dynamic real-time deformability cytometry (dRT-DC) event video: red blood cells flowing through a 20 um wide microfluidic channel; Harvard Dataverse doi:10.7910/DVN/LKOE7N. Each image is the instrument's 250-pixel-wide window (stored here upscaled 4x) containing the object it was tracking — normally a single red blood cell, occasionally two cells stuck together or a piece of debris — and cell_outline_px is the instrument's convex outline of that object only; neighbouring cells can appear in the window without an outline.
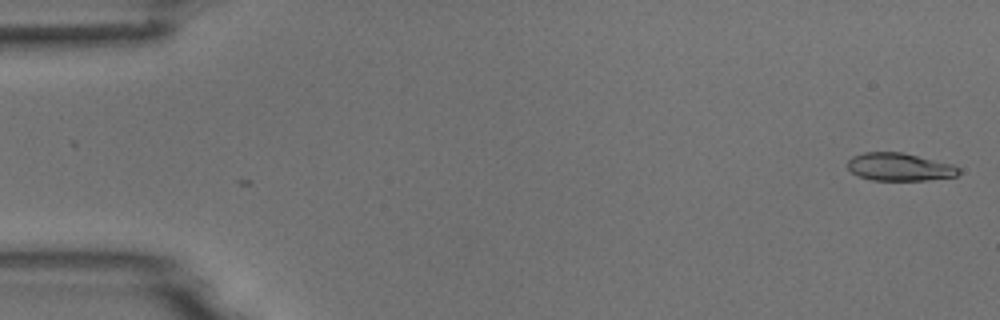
{"species": "common noctule bat (a hibernating species)", "species_latin": "Nyctalus noctula", "temperature_condition": "room temperature", "stored_images_in_passage": 5, "camera_frame_rate_fps": 3000, "um_per_image_px": 0.085, "animal": {"sex": "male", "body_mass_g": 18.8}, "frame": {"image": 1, "passage_image": 1, "time_ms": 0.0, "image_size_px": [1000, 320], "cell_outline_px": [[960, 172], [956, 176], [928, 180], [872, 180], [860, 176], [852, 172], [848, 168], [848, 160], [852, 156], [864, 152], [904, 152], [952, 164], [960, 168]], "centroid_in_image_um": [76.47, 14.18], "position_along_channel_um": 8.5, "area_um2": 18.03}}
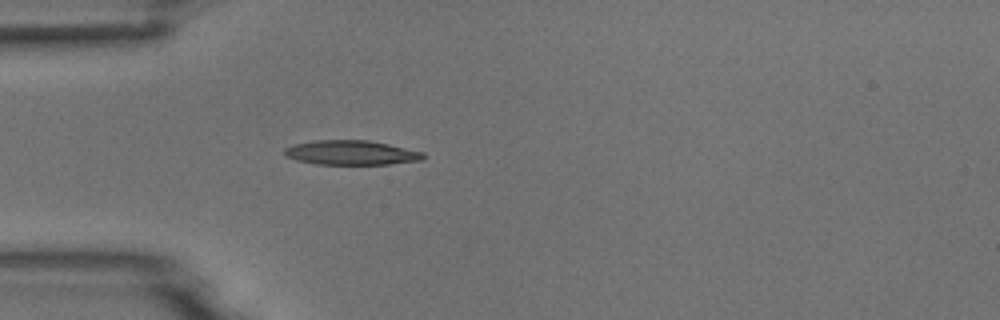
{"frame": {"image": 2, "passage_image": 5, "time_ms": 1.333, "image_size_px": [1000, 320], "cell_outline_px": [[424, 160], [388, 164], [316, 164], [296, 160], [284, 156], [284, 148], [292, 144], [312, 140], [368, 140], [388, 144], [424, 152]], "centroid_in_image_um": [29.81, 12.97], "position_along_channel_um": 55.2, "area_um2": 19.94}}